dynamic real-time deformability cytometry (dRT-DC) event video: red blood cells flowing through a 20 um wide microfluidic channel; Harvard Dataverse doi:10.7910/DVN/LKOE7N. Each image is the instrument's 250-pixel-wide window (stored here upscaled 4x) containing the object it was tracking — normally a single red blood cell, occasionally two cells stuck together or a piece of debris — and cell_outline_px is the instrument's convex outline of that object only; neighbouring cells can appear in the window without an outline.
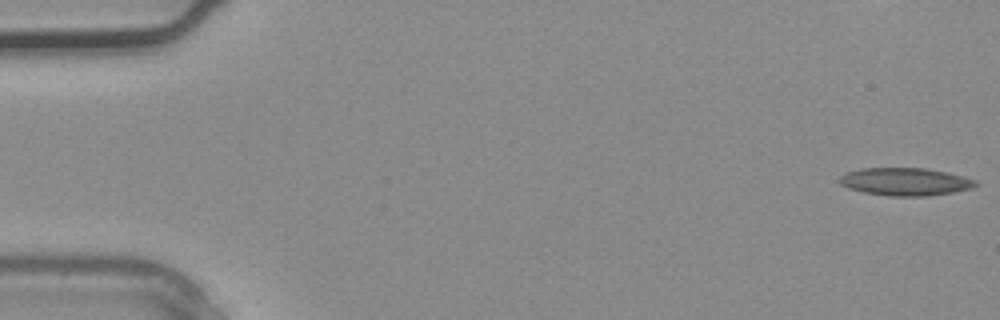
{"species": "common noctule bat (a hibernating species)", "species_latin": "Nyctalus noctula", "temperature_condition": "warm", "stored_images_in_passage": 4, "camera_frame_rate_fps": 3000, "um_per_image_px": 0.085, "animal": {"sex": "male", "body_mass_g": 20.4}, "frame": {"image": 1, "passage_image": 1, "time_ms": 0.0, "image_size_px": [1000, 320], "cell_outline_px": [[980, 184], [972, 188], [952, 192], [928, 196], [888, 196], [864, 192], [848, 188], [840, 184], [840, 176], [848, 172], [864, 168], [924, 168], [948, 172], [964, 176], [976, 180]], "centroid_in_image_um": [76.99, 15.44], "position_along_channel_um": 8.0, "area_um2": 22.02}}